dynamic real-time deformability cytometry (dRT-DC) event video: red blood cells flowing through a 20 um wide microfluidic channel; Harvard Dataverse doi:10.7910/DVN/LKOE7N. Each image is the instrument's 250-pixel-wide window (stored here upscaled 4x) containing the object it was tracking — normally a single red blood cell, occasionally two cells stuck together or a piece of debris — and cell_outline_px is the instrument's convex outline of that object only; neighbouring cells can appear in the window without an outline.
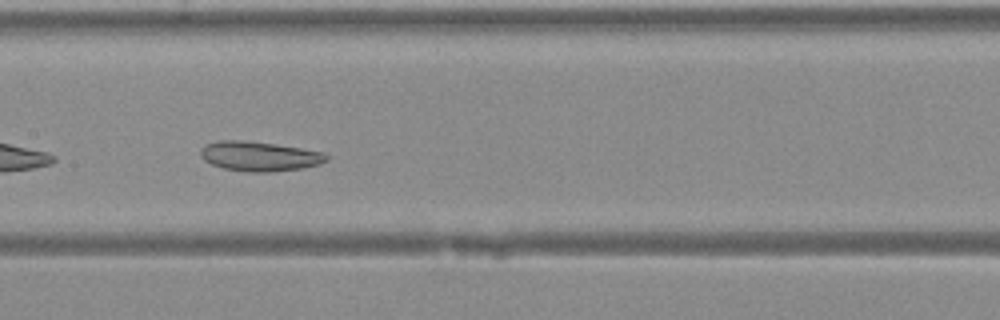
{"species": "Egyptian fruit bat (a non-hibernating species)", "species_latin": "Rousettus aegyptiacus", "temperature_condition": "warm", "stored_images_in_passage": 32, "camera_frame_rate_fps": 3000, "um_per_image_px": 0.085, "animal": {"sex": "female"}, "frame": {"image": 1, "passage_image": 10, "time_ms": 3.0, "image_size_px": [1000, 320], "cell_outline_px": [[328, 160], [320, 164], [300, 168], [268, 172], [248, 172], [224, 168], [212, 164], [204, 160], [200, 156], [200, 148], [204, 144], [220, 140], [240, 140], [272, 144], [300, 148], [324, 152], [328, 156]], "centroid_in_image_um": [22.02, 13.28], "position_along_channel_um": 185.4, "area_um2": 21.62}}